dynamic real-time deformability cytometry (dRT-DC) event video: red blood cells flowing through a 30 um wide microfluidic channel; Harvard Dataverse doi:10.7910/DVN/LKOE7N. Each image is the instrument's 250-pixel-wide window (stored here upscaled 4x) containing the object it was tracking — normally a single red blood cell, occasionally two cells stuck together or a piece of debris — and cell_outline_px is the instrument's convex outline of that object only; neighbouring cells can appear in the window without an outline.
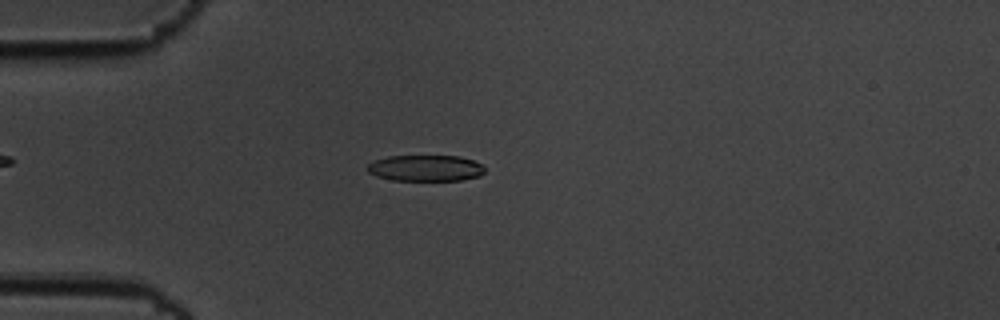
{"species": "common noctule bat (a hibernating species)", "species_latin": "Nyctalus noctula", "temperature_condition": "cold", "stored_images_in_passage": 57, "camera_frame_rate_fps": 3000, "um_per_image_px": 0.085, "animal": {"sex": "male", "body_mass_g": 19.5, "forearm_length_mm": 54.6}, "frame": {"image": 1, "passage_image": 15, "time_ms": 4.667, "image_size_px": [1000, 320], "cell_outline_px": [[484, 172], [480, 176], [460, 180], [392, 180], [376, 176], [368, 172], [368, 164], [376, 160], [388, 156], [460, 156], [472, 160], [480, 164], [484, 168]], "centroid_in_image_um": [36.17, 14.29], "position_along_channel_um": 48.8, "area_um2": 17.74}}
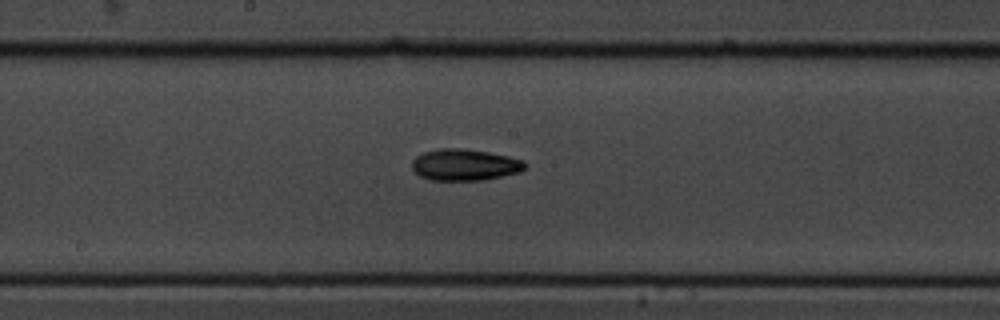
{"frame": {"image": 2, "passage_image": 30, "time_ms": 9.667, "image_size_px": [1000, 320], "cell_outline_px": [[528, 164], [520, 172], [484, 180], [428, 180], [420, 176], [412, 168], [412, 160], [416, 156], [424, 152], [440, 148], [460, 148], [488, 152], [508, 156], [524, 160]], "centroid_in_image_um": [39.51, 14.01], "position_along_channel_um": 208.7, "area_um2": 20.81}}
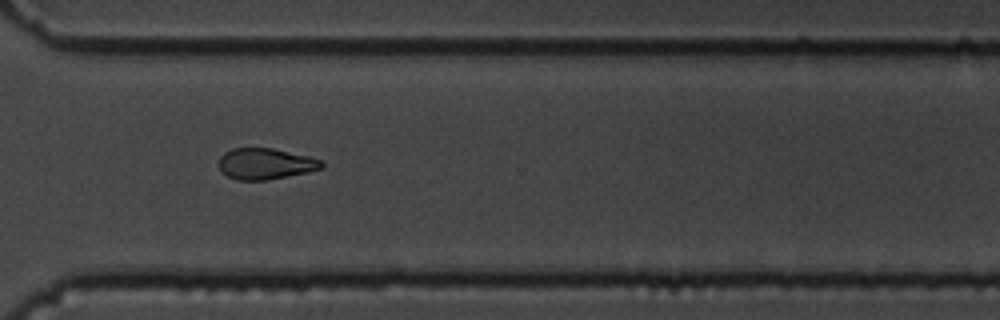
{"frame": {"image": 3, "passage_image": 42, "time_ms": 13.667, "image_size_px": [1000, 320], "cell_outline_px": [[324, 164], [320, 168], [308, 172], [268, 180], [236, 180], [220, 172], [220, 156], [224, 152], [232, 148], [272, 148], [308, 156], [320, 160]], "centroid_in_image_um": [22.53, 13.92], "position_along_channel_um": 348.1, "area_um2": 18.55}, "authors_computed_cell_mechanics": {"area_um2": 18.9584, "velocity_mm_per_s": 3.4959, "shape_relaxation_time_tau1_ms": 3.3328, "shape_relaxation_time_tau2_ms": null, "deformation_change_tau1": 0.1332, "deformation_change_tau2": null}}